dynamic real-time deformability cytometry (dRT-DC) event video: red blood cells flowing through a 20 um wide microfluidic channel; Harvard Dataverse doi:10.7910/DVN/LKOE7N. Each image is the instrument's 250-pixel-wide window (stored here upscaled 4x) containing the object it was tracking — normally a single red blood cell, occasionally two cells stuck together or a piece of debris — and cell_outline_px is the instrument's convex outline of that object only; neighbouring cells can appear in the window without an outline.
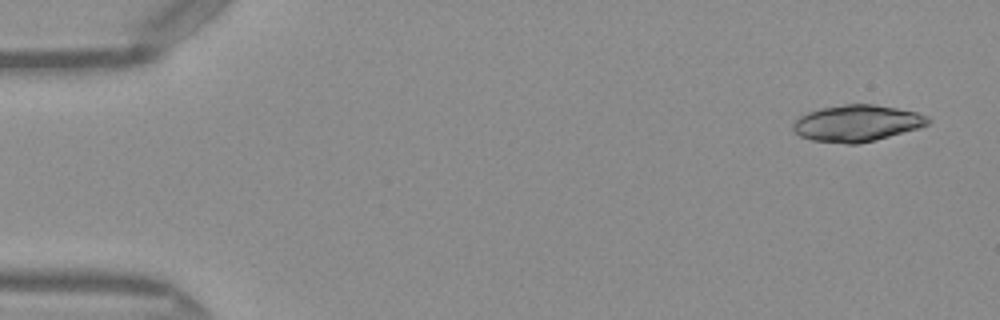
{"species": "Egyptian fruit bat (a non-hibernating species)", "species_latin": "Rousettus aegyptiacus", "temperature_condition": "warm", "stored_images_in_passage": 16, "camera_frame_rate_fps": 3000, "um_per_image_px": 0.085, "frame": {"image": 1, "passage_image": 3, "time_ms": 0.667, "image_size_px": [1000, 320], "cell_outline_px": [[932, 120], [928, 124], [920, 128], [876, 140], [860, 144], [848, 144], [812, 140], [800, 136], [792, 128], [792, 124], [800, 116], [808, 112], [820, 108], [844, 104], [872, 104], [896, 108], [916, 112], [928, 116]], "centroid_in_image_um": [72.86, 10.48], "position_along_channel_um": 12.1, "area_um2": 28.78}}
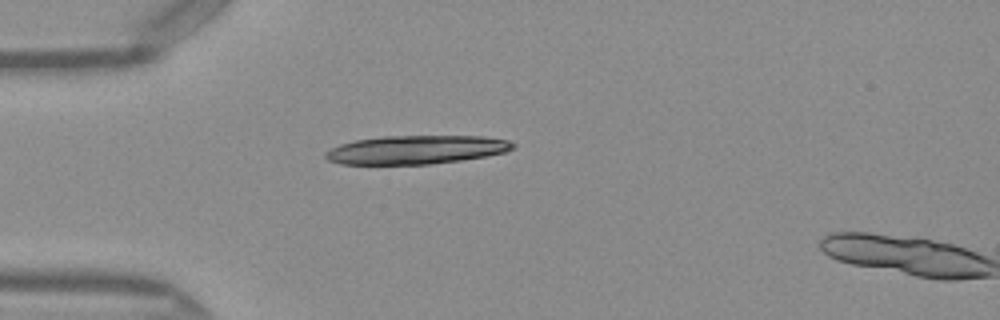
{"frame": {"image": 2, "passage_image": 14, "time_ms": 4.333, "image_size_px": [1000, 320], "cell_outline_px": [[516, 144], [512, 148], [504, 152], [484, 156], [460, 160], [428, 164], [340, 164], [328, 160], [324, 156], [324, 152], [340, 144], [356, 140], [384, 136], [484, 136], [508, 140]], "centroid_in_image_um": [35.35, 12.72], "position_along_channel_um": 49.7, "area_um2": 31.04}}